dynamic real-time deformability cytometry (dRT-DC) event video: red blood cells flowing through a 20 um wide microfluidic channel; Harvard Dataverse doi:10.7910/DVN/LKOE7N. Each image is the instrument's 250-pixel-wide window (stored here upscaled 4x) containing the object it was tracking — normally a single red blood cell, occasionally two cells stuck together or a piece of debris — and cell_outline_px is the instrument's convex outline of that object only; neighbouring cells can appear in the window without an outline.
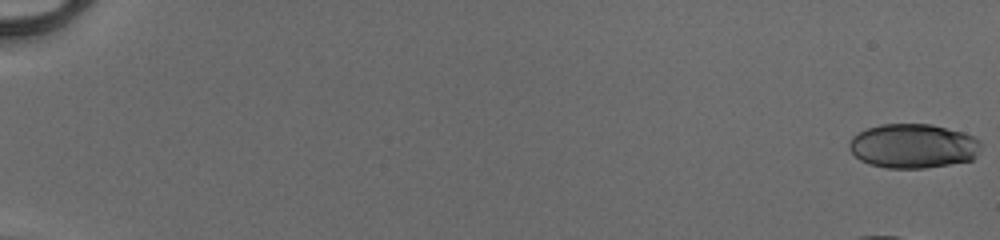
{"species": "human", "species_latin": "Homo sapiens", "temperature_condition": "cold", "stored_images_in_passage": 17, "camera_frame_rate_fps": 3000, "um_per_image_px": 0.085, "donor": {"sex": "male"}, "frame": {"image": 1, "passage_image": 1, "time_ms": 0.0, "image_size_px": [1000, 240], "cell_outline_px": [[980, 148], [976, 156], [972, 160], [924, 168], [888, 168], [868, 164], [860, 160], [848, 148], [848, 144], [852, 136], [868, 128], [880, 124], [932, 124], [964, 132], [976, 136], [980, 140]], "centroid_in_image_um": [77.63, 12.4], "position_along_channel_um": 7.4, "area_um2": 34.22}}
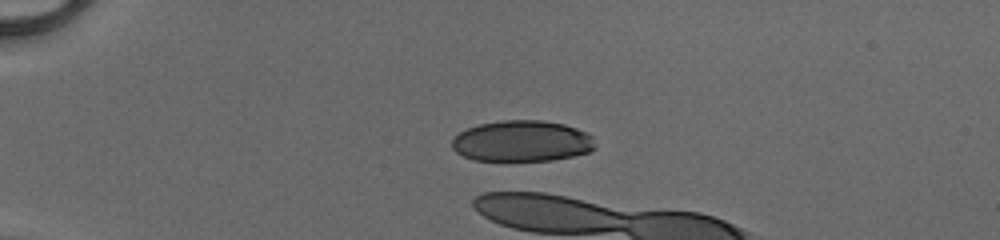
{"frame": {"image": 2, "passage_image": 15, "time_ms": 4.667, "image_size_px": [1000, 240], "cell_outline_px": [[596, 144], [588, 152], [572, 156], [552, 160], [472, 160], [456, 152], [452, 148], [452, 140], [460, 132], [468, 128], [480, 124], [500, 120], [540, 120], [564, 124], [576, 128], [592, 136]], "centroid_in_image_um": [44.35, 11.99], "position_along_channel_um": 40.6, "area_um2": 34.04}}